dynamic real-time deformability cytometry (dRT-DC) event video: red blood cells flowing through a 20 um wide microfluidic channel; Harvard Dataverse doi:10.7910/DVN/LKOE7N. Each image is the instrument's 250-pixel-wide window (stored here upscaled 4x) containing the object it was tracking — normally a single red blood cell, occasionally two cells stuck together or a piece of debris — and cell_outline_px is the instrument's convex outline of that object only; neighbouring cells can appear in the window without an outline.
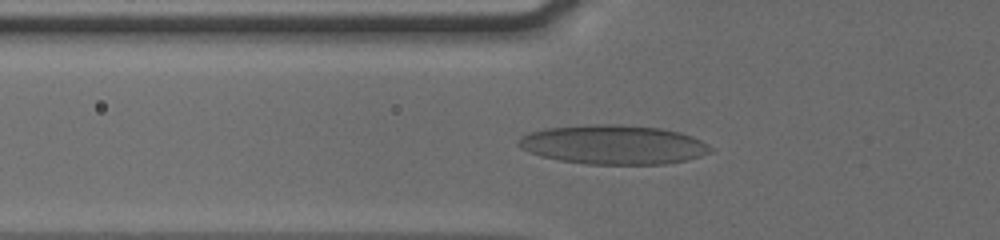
{"species": "human", "species_latin": "Homo sapiens", "temperature_condition": "cold", "stored_images_in_passage": 32, "camera_frame_rate_fps": 3000, "um_per_image_px": 0.085, "donor": {"sex": "male"}, "frame": {"image": 1, "passage_image": 3, "time_ms": 0.667, "image_size_px": [1000, 240], "cell_outline_px": [[712, 152], [688, 160], [664, 164], [584, 164], [560, 160], [540, 156], [528, 152], [520, 148], [516, 144], [520, 136], [544, 128], [596, 124], [612, 124], [660, 128], [680, 132], [692, 136], [708, 144], [712, 148]], "centroid_in_image_um": [52.12, 12.3], "position_along_channel_um": 73.7, "area_um2": 43.99}}
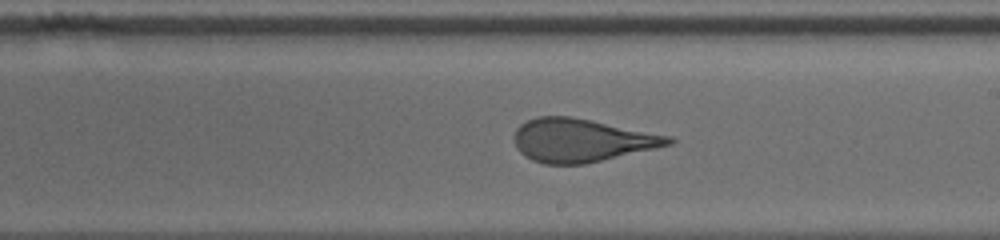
{"frame": {"image": 2, "passage_image": 16, "time_ms": 5.0, "image_size_px": [1000, 240], "cell_outline_px": [[676, 140], [672, 144], [656, 148], [584, 164], [544, 164], [532, 160], [524, 156], [516, 148], [516, 128], [520, 124], [536, 116], [572, 116], [672, 136]], "centroid_in_image_um": [49.44, 11.92], "position_along_channel_um": 239.6, "area_um2": 38.78}}
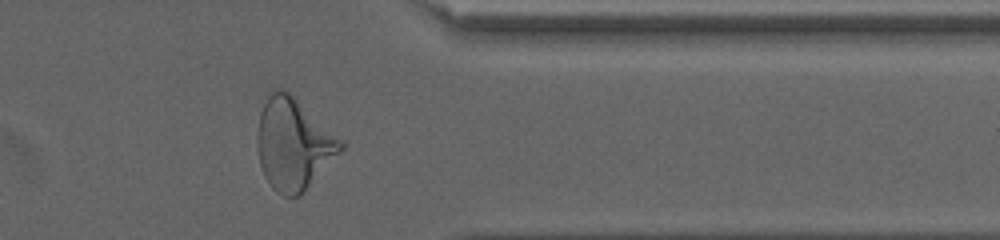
{"frame": {"image": 3, "passage_image": 28, "time_ms": 9.0, "image_size_px": [1000, 240], "cell_outline_px": [[344, 148], [304, 192], [300, 196], [284, 196], [276, 192], [272, 188], [264, 176], [260, 164], [256, 144], [256, 136], [260, 112], [268, 96], [272, 92], [288, 92], [344, 140]], "centroid_in_image_um": [24.94, 12.29], "position_along_channel_um": 386.5, "area_um2": 44.1}, "authors_computed_cell_mechanics": {"area_um2": 39.4196, "velocity_mm_per_s": 3.8361, "shape_relaxation_time_tau1_ms": 7.031, "shape_relaxation_time_tau2_ms": 0.7211, "deformation_change_tau1": 0.2267, "deformation_change_tau2": 0.0957}}